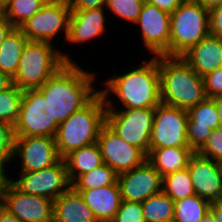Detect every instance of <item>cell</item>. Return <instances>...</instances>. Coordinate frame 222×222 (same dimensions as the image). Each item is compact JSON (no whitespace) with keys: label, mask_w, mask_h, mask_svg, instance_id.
Masks as SVG:
<instances>
[{"label":"cell","mask_w":222,"mask_h":222,"mask_svg":"<svg viewBox=\"0 0 222 222\" xmlns=\"http://www.w3.org/2000/svg\"><path fill=\"white\" fill-rule=\"evenodd\" d=\"M210 202L191 195L175 201L173 222H201L210 209Z\"/></svg>","instance_id":"cell-27"},{"label":"cell","mask_w":222,"mask_h":222,"mask_svg":"<svg viewBox=\"0 0 222 222\" xmlns=\"http://www.w3.org/2000/svg\"><path fill=\"white\" fill-rule=\"evenodd\" d=\"M67 174L72 184L80 175L103 164L98 143L81 147L67 154L64 158Z\"/></svg>","instance_id":"cell-24"},{"label":"cell","mask_w":222,"mask_h":222,"mask_svg":"<svg viewBox=\"0 0 222 222\" xmlns=\"http://www.w3.org/2000/svg\"><path fill=\"white\" fill-rule=\"evenodd\" d=\"M21 160L18 172H33L56 164L60 159L55 138L46 136H15L14 159Z\"/></svg>","instance_id":"cell-15"},{"label":"cell","mask_w":222,"mask_h":222,"mask_svg":"<svg viewBox=\"0 0 222 222\" xmlns=\"http://www.w3.org/2000/svg\"><path fill=\"white\" fill-rule=\"evenodd\" d=\"M2 204V188H0V206Z\"/></svg>","instance_id":"cell-50"},{"label":"cell","mask_w":222,"mask_h":222,"mask_svg":"<svg viewBox=\"0 0 222 222\" xmlns=\"http://www.w3.org/2000/svg\"><path fill=\"white\" fill-rule=\"evenodd\" d=\"M200 76L222 67V39L209 35L181 56Z\"/></svg>","instance_id":"cell-20"},{"label":"cell","mask_w":222,"mask_h":222,"mask_svg":"<svg viewBox=\"0 0 222 222\" xmlns=\"http://www.w3.org/2000/svg\"><path fill=\"white\" fill-rule=\"evenodd\" d=\"M23 222H53V201L17 189L8 178L2 186V204Z\"/></svg>","instance_id":"cell-14"},{"label":"cell","mask_w":222,"mask_h":222,"mask_svg":"<svg viewBox=\"0 0 222 222\" xmlns=\"http://www.w3.org/2000/svg\"><path fill=\"white\" fill-rule=\"evenodd\" d=\"M8 0H0V4L3 5L4 7L7 6Z\"/></svg>","instance_id":"cell-49"},{"label":"cell","mask_w":222,"mask_h":222,"mask_svg":"<svg viewBox=\"0 0 222 222\" xmlns=\"http://www.w3.org/2000/svg\"><path fill=\"white\" fill-rule=\"evenodd\" d=\"M14 179L7 175L8 180L21 192L30 195L42 196L54 201L66 192L70 183L66 163L60 159L56 164L45 169L33 172H18Z\"/></svg>","instance_id":"cell-10"},{"label":"cell","mask_w":222,"mask_h":222,"mask_svg":"<svg viewBox=\"0 0 222 222\" xmlns=\"http://www.w3.org/2000/svg\"><path fill=\"white\" fill-rule=\"evenodd\" d=\"M193 153L190 147L149 148L147 160L164 177L186 169Z\"/></svg>","instance_id":"cell-23"},{"label":"cell","mask_w":222,"mask_h":222,"mask_svg":"<svg viewBox=\"0 0 222 222\" xmlns=\"http://www.w3.org/2000/svg\"><path fill=\"white\" fill-rule=\"evenodd\" d=\"M118 181V174L107 164L80 175L73 183L75 190L95 189L113 185Z\"/></svg>","instance_id":"cell-28"},{"label":"cell","mask_w":222,"mask_h":222,"mask_svg":"<svg viewBox=\"0 0 222 222\" xmlns=\"http://www.w3.org/2000/svg\"><path fill=\"white\" fill-rule=\"evenodd\" d=\"M183 1L184 0H145L146 3L157 6L158 8L169 13L173 12L177 7H179Z\"/></svg>","instance_id":"cell-39"},{"label":"cell","mask_w":222,"mask_h":222,"mask_svg":"<svg viewBox=\"0 0 222 222\" xmlns=\"http://www.w3.org/2000/svg\"><path fill=\"white\" fill-rule=\"evenodd\" d=\"M210 35L222 39V5L209 10Z\"/></svg>","instance_id":"cell-37"},{"label":"cell","mask_w":222,"mask_h":222,"mask_svg":"<svg viewBox=\"0 0 222 222\" xmlns=\"http://www.w3.org/2000/svg\"><path fill=\"white\" fill-rule=\"evenodd\" d=\"M23 90L14 83L7 89L0 91V121L14 126L17 122Z\"/></svg>","instance_id":"cell-31"},{"label":"cell","mask_w":222,"mask_h":222,"mask_svg":"<svg viewBox=\"0 0 222 222\" xmlns=\"http://www.w3.org/2000/svg\"><path fill=\"white\" fill-rule=\"evenodd\" d=\"M195 195L212 203L222 199V165L194 152L187 165Z\"/></svg>","instance_id":"cell-17"},{"label":"cell","mask_w":222,"mask_h":222,"mask_svg":"<svg viewBox=\"0 0 222 222\" xmlns=\"http://www.w3.org/2000/svg\"><path fill=\"white\" fill-rule=\"evenodd\" d=\"M49 0H8L5 7L6 19L19 27L27 19L34 16Z\"/></svg>","instance_id":"cell-30"},{"label":"cell","mask_w":222,"mask_h":222,"mask_svg":"<svg viewBox=\"0 0 222 222\" xmlns=\"http://www.w3.org/2000/svg\"><path fill=\"white\" fill-rule=\"evenodd\" d=\"M141 204L145 222H171L174 219L175 202L163 191Z\"/></svg>","instance_id":"cell-26"},{"label":"cell","mask_w":222,"mask_h":222,"mask_svg":"<svg viewBox=\"0 0 222 222\" xmlns=\"http://www.w3.org/2000/svg\"><path fill=\"white\" fill-rule=\"evenodd\" d=\"M13 84L12 78L0 71V91L9 88Z\"/></svg>","instance_id":"cell-43"},{"label":"cell","mask_w":222,"mask_h":222,"mask_svg":"<svg viewBox=\"0 0 222 222\" xmlns=\"http://www.w3.org/2000/svg\"><path fill=\"white\" fill-rule=\"evenodd\" d=\"M145 0H108L106 8L114 17L135 24Z\"/></svg>","instance_id":"cell-32"},{"label":"cell","mask_w":222,"mask_h":222,"mask_svg":"<svg viewBox=\"0 0 222 222\" xmlns=\"http://www.w3.org/2000/svg\"><path fill=\"white\" fill-rule=\"evenodd\" d=\"M209 35V10L201 4L184 0L170 13V57H181Z\"/></svg>","instance_id":"cell-6"},{"label":"cell","mask_w":222,"mask_h":222,"mask_svg":"<svg viewBox=\"0 0 222 222\" xmlns=\"http://www.w3.org/2000/svg\"><path fill=\"white\" fill-rule=\"evenodd\" d=\"M97 143L103 163L118 175L141 166L147 160V155L141 149L128 144L106 123L100 130Z\"/></svg>","instance_id":"cell-13"},{"label":"cell","mask_w":222,"mask_h":222,"mask_svg":"<svg viewBox=\"0 0 222 222\" xmlns=\"http://www.w3.org/2000/svg\"><path fill=\"white\" fill-rule=\"evenodd\" d=\"M76 191L93 211L97 221H112L122 202L118 181L106 187Z\"/></svg>","instance_id":"cell-21"},{"label":"cell","mask_w":222,"mask_h":222,"mask_svg":"<svg viewBox=\"0 0 222 222\" xmlns=\"http://www.w3.org/2000/svg\"><path fill=\"white\" fill-rule=\"evenodd\" d=\"M13 28L14 26L7 19L0 21V45Z\"/></svg>","instance_id":"cell-41"},{"label":"cell","mask_w":222,"mask_h":222,"mask_svg":"<svg viewBox=\"0 0 222 222\" xmlns=\"http://www.w3.org/2000/svg\"><path fill=\"white\" fill-rule=\"evenodd\" d=\"M59 123L52 121L50 102L39 89L23 90L15 136H46L55 138Z\"/></svg>","instance_id":"cell-8"},{"label":"cell","mask_w":222,"mask_h":222,"mask_svg":"<svg viewBox=\"0 0 222 222\" xmlns=\"http://www.w3.org/2000/svg\"><path fill=\"white\" fill-rule=\"evenodd\" d=\"M71 10H88L106 7L108 0H67Z\"/></svg>","instance_id":"cell-38"},{"label":"cell","mask_w":222,"mask_h":222,"mask_svg":"<svg viewBox=\"0 0 222 222\" xmlns=\"http://www.w3.org/2000/svg\"><path fill=\"white\" fill-rule=\"evenodd\" d=\"M0 222H23V221L15 217L12 213H10L7 209H5L1 205L0 206Z\"/></svg>","instance_id":"cell-42"},{"label":"cell","mask_w":222,"mask_h":222,"mask_svg":"<svg viewBox=\"0 0 222 222\" xmlns=\"http://www.w3.org/2000/svg\"><path fill=\"white\" fill-rule=\"evenodd\" d=\"M53 222H98L72 186L53 201Z\"/></svg>","instance_id":"cell-22"},{"label":"cell","mask_w":222,"mask_h":222,"mask_svg":"<svg viewBox=\"0 0 222 222\" xmlns=\"http://www.w3.org/2000/svg\"><path fill=\"white\" fill-rule=\"evenodd\" d=\"M207 98L222 96V67L203 77Z\"/></svg>","instance_id":"cell-36"},{"label":"cell","mask_w":222,"mask_h":222,"mask_svg":"<svg viewBox=\"0 0 222 222\" xmlns=\"http://www.w3.org/2000/svg\"><path fill=\"white\" fill-rule=\"evenodd\" d=\"M204 157L211 158L216 162L222 163V127L212 130L207 142L198 151Z\"/></svg>","instance_id":"cell-34"},{"label":"cell","mask_w":222,"mask_h":222,"mask_svg":"<svg viewBox=\"0 0 222 222\" xmlns=\"http://www.w3.org/2000/svg\"><path fill=\"white\" fill-rule=\"evenodd\" d=\"M140 30L144 48L153 57H170V13L144 3L135 23Z\"/></svg>","instance_id":"cell-12"},{"label":"cell","mask_w":222,"mask_h":222,"mask_svg":"<svg viewBox=\"0 0 222 222\" xmlns=\"http://www.w3.org/2000/svg\"><path fill=\"white\" fill-rule=\"evenodd\" d=\"M187 110L159 103L155 107L149 148L189 147Z\"/></svg>","instance_id":"cell-11"},{"label":"cell","mask_w":222,"mask_h":222,"mask_svg":"<svg viewBox=\"0 0 222 222\" xmlns=\"http://www.w3.org/2000/svg\"><path fill=\"white\" fill-rule=\"evenodd\" d=\"M6 19L5 7L0 4V21Z\"/></svg>","instance_id":"cell-48"},{"label":"cell","mask_w":222,"mask_h":222,"mask_svg":"<svg viewBox=\"0 0 222 222\" xmlns=\"http://www.w3.org/2000/svg\"><path fill=\"white\" fill-rule=\"evenodd\" d=\"M7 174H8V171L5 172V171L0 167V188H2L4 181L7 179Z\"/></svg>","instance_id":"cell-47"},{"label":"cell","mask_w":222,"mask_h":222,"mask_svg":"<svg viewBox=\"0 0 222 222\" xmlns=\"http://www.w3.org/2000/svg\"><path fill=\"white\" fill-rule=\"evenodd\" d=\"M106 112L104 98L99 93L87 106L59 124L55 141L62 159L74 150L97 142L106 123Z\"/></svg>","instance_id":"cell-5"},{"label":"cell","mask_w":222,"mask_h":222,"mask_svg":"<svg viewBox=\"0 0 222 222\" xmlns=\"http://www.w3.org/2000/svg\"><path fill=\"white\" fill-rule=\"evenodd\" d=\"M213 99L218 111L220 126L222 127V96L214 97Z\"/></svg>","instance_id":"cell-45"},{"label":"cell","mask_w":222,"mask_h":222,"mask_svg":"<svg viewBox=\"0 0 222 222\" xmlns=\"http://www.w3.org/2000/svg\"><path fill=\"white\" fill-rule=\"evenodd\" d=\"M209 210L214 214L217 222H222V199L212 202Z\"/></svg>","instance_id":"cell-40"},{"label":"cell","mask_w":222,"mask_h":222,"mask_svg":"<svg viewBox=\"0 0 222 222\" xmlns=\"http://www.w3.org/2000/svg\"><path fill=\"white\" fill-rule=\"evenodd\" d=\"M15 134L14 127L9 123L0 121V167L6 172L12 163L14 153ZM9 164V165H8Z\"/></svg>","instance_id":"cell-33"},{"label":"cell","mask_w":222,"mask_h":222,"mask_svg":"<svg viewBox=\"0 0 222 222\" xmlns=\"http://www.w3.org/2000/svg\"><path fill=\"white\" fill-rule=\"evenodd\" d=\"M163 177L146 160L141 166L118 175L123 201L142 203L162 191Z\"/></svg>","instance_id":"cell-16"},{"label":"cell","mask_w":222,"mask_h":222,"mask_svg":"<svg viewBox=\"0 0 222 222\" xmlns=\"http://www.w3.org/2000/svg\"><path fill=\"white\" fill-rule=\"evenodd\" d=\"M162 103L188 110L207 98L203 77L182 57L158 56Z\"/></svg>","instance_id":"cell-3"},{"label":"cell","mask_w":222,"mask_h":222,"mask_svg":"<svg viewBox=\"0 0 222 222\" xmlns=\"http://www.w3.org/2000/svg\"><path fill=\"white\" fill-rule=\"evenodd\" d=\"M71 8L67 0H49L32 17L18 28L29 41L53 42L59 33L65 34L66 41L69 29Z\"/></svg>","instance_id":"cell-9"},{"label":"cell","mask_w":222,"mask_h":222,"mask_svg":"<svg viewBox=\"0 0 222 222\" xmlns=\"http://www.w3.org/2000/svg\"><path fill=\"white\" fill-rule=\"evenodd\" d=\"M187 141L198 152L207 142L212 130L220 127L218 111L213 98H206L187 110Z\"/></svg>","instance_id":"cell-18"},{"label":"cell","mask_w":222,"mask_h":222,"mask_svg":"<svg viewBox=\"0 0 222 222\" xmlns=\"http://www.w3.org/2000/svg\"><path fill=\"white\" fill-rule=\"evenodd\" d=\"M98 74L68 62L38 88L50 102L52 121L64 122L72 113L87 106L98 94L94 87Z\"/></svg>","instance_id":"cell-1"},{"label":"cell","mask_w":222,"mask_h":222,"mask_svg":"<svg viewBox=\"0 0 222 222\" xmlns=\"http://www.w3.org/2000/svg\"><path fill=\"white\" fill-rule=\"evenodd\" d=\"M106 108V124L128 144L138 147L148 155L155 108Z\"/></svg>","instance_id":"cell-7"},{"label":"cell","mask_w":222,"mask_h":222,"mask_svg":"<svg viewBox=\"0 0 222 222\" xmlns=\"http://www.w3.org/2000/svg\"><path fill=\"white\" fill-rule=\"evenodd\" d=\"M113 222H145L142 204L138 202L123 201L114 216Z\"/></svg>","instance_id":"cell-35"},{"label":"cell","mask_w":222,"mask_h":222,"mask_svg":"<svg viewBox=\"0 0 222 222\" xmlns=\"http://www.w3.org/2000/svg\"><path fill=\"white\" fill-rule=\"evenodd\" d=\"M193 1L201 4L203 7H205L208 10L222 5V0H193Z\"/></svg>","instance_id":"cell-44"},{"label":"cell","mask_w":222,"mask_h":222,"mask_svg":"<svg viewBox=\"0 0 222 222\" xmlns=\"http://www.w3.org/2000/svg\"><path fill=\"white\" fill-rule=\"evenodd\" d=\"M162 191L174 202L195 195L188 168L164 176Z\"/></svg>","instance_id":"cell-29"},{"label":"cell","mask_w":222,"mask_h":222,"mask_svg":"<svg viewBox=\"0 0 222 222\" xmlns=\"http://www.w3.org/2000/svg\"><path fill=\"white\" fill-rule=\"evenodd\" d=\"M99 93L106 106L114 104L115 99L121 103V109L155 108L161 103L158 56L143 60L141 65L119 75L104 80ZM112 93V94H111ZM109 94L114 99L108 98Z\"/></svg>","instance_id":"cell-2"},{"label":"cell","mask_w":222,"mask_h":222,"mask_svg":"<svg viewBox=\"0 0 222 222\" xmlns=\"http://www.w3.org/2000/svg\"><path fill=\"white\" fill-rule=\"evenodd\" d=\"M28 38L14 27L0 45V71L13 78L17 72L20 57Z\"/></svg>","instance_id":"cell-25"},{"label":"cell","mask_w":222,"mask_h":222,"mask_svg":"<svg viewBox=\"0 0 222 222\" xmlns=\"http://www.w3.org/2000/svg\"><path fill=\"white\" fill-rule=\"evenodd\" d=\"M201 222H217V220L215 219L214 214L208 210Z\"/></svg>","instance_id":"cell-46"},{"label":"cell","mask_w":222,"mask_h":222,"mask_svg":"<svg viewBox=\"0 0 222 222\" xmlns=\"http://www.w3.org/2000/svg\"><path fill=\"white\" fill-rule=\"evenodd\" d=\"M53 43L28 41L20 57L13 83L21 90L38 89L68 62L70 53L56 49Z\"/></svg>","instance_id":"cell-4"},{"label":"cell","mask_w":222,"mask_h":222,"mask_svg":"<svg viewBox=\"0 0 222 222\" xmlns=\"http://www.w3.org/2000/svg\"><path fill=\"white\" fill-rule=\"evenodd\" d=\"M105 9L71 10L66 42L82 44L104 36L107 32Z\"/></svg>","instance_id":"cell-19"}]
</instances>
